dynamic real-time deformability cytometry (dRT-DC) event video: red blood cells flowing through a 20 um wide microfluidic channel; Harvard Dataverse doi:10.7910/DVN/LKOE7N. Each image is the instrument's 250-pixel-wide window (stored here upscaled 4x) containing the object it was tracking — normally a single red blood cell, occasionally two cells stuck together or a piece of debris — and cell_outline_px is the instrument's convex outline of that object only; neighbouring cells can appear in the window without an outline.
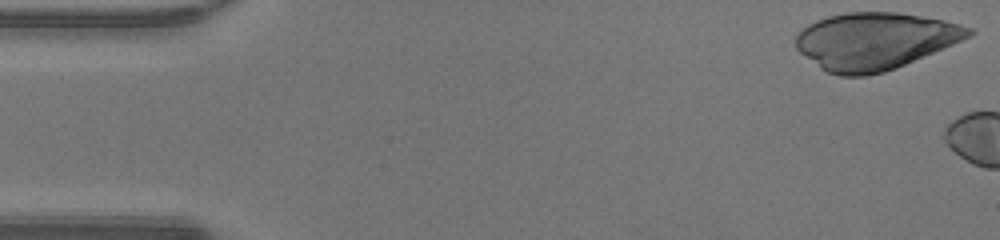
{"species": "human", "species_latin": "Homo sapiens", "temperature_condition": "warm", "stored_images_in_passage": 5, "camera_frame_rate_fps": 3000, "um_per_image_px": 0.085, "donor": {"sex": "male"}, "frame": {"image": 1, "passage_image": 1, "time_ms": 0.0, "image_size_px": [1000, 240], "cell_outline_px": [[976, 32], [952, 44], [896, 68], [884, 72], [868, 76], [840, 76], [828, 72], [820, 68], [800, 52], [796, 48], [796, 36], [808, 24], [816, 20], [828, 16], [848, 12], [896, 12], [920, 16], [960, 24], [972, 28]], "centroid_in_image_um": [74.33, 3.49], "position_along_channel_um": 10.7, "area_um2": 56.88}}